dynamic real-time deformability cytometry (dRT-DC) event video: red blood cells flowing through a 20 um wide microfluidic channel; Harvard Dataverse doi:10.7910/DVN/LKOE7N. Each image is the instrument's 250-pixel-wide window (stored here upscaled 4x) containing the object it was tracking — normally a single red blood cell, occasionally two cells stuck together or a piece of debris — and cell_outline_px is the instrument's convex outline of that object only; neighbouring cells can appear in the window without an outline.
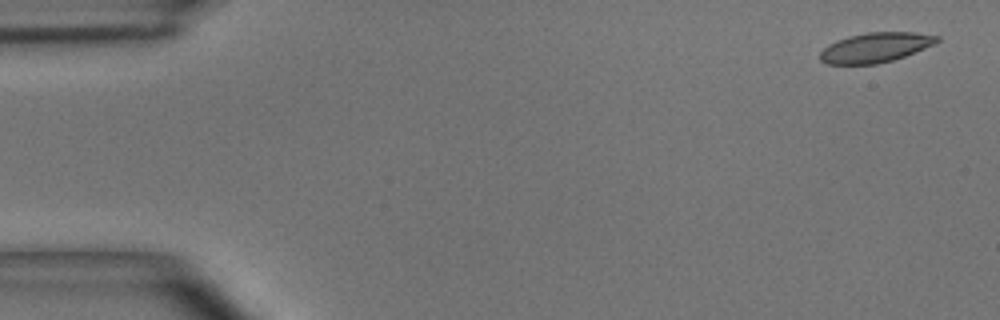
{"species": "common noctule bat (a hibernating species)", "species_latin": "Nyctalus noctula", "temperature_condition": "room temperature", "stored_images_in_passage": 5, "camera_frame_rate_fps": 3000, "um_per_image_px": 0.085, "animal": {"sex": "male", "body_mass_g": 15.6}, "frame": {"image": 1, "passage_image": 5, "time_ms": 1.333, "image_size_px": [1000, 320], "cell_outline_px": [[940, 40], [936, 44], [904, 56], [892, 60], [876, 64], [828, 64], [820, 60], [820, 52], [828, 44], [836, 40], [848, 36], [868, 32], [916, 32], [940, 36]], "centroid_in_image_um": [74.43, 4.03], "position_along_channel_um": 10.6, "area_um2": 20.35}}